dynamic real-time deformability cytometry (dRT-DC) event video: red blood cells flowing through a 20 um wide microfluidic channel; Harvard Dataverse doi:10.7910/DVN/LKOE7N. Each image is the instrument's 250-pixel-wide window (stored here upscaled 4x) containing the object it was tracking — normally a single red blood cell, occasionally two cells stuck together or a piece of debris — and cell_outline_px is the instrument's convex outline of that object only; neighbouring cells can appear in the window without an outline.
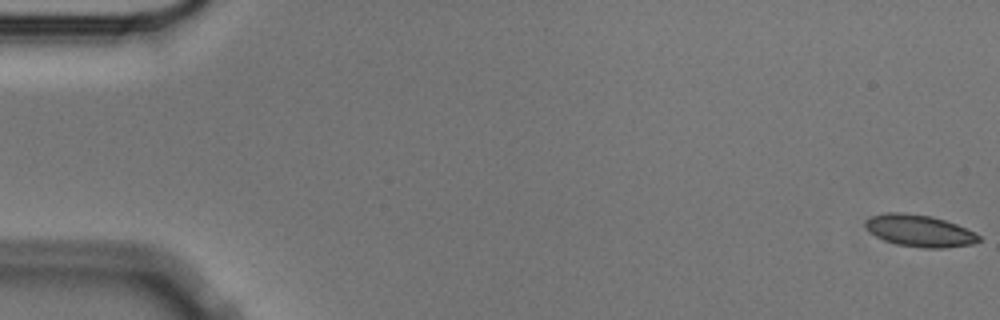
{"species": "Egyptian fruit bat (a non-hibernating species)", "species_latin": "Rousettus aegyptiacus", "temperature_condition": "cold", "stored_images_in_passage": 57, "camera_frame_rate_fps": 3000, "um_per_image_px": 0.085, "animal": {"sex": "male"}, "frame": {"image": 1, "passage_image": 1, "time_ms": 0.0, "image_size_px": [1000, 320], "cell_outline_px": [[980, 240], [972, 244], [944, 248], [924, 248], [896, 244], [884, 240], [868, 232], [864, 224], [864, 220], [872, 216], [888, 212], [904, 212], [932, 216], [956, 224], [980, 236]], "centroid_in_image_um": [78.1, 19.61], "position_along_channel_um": 6.9, "area_um2": 21.04}}
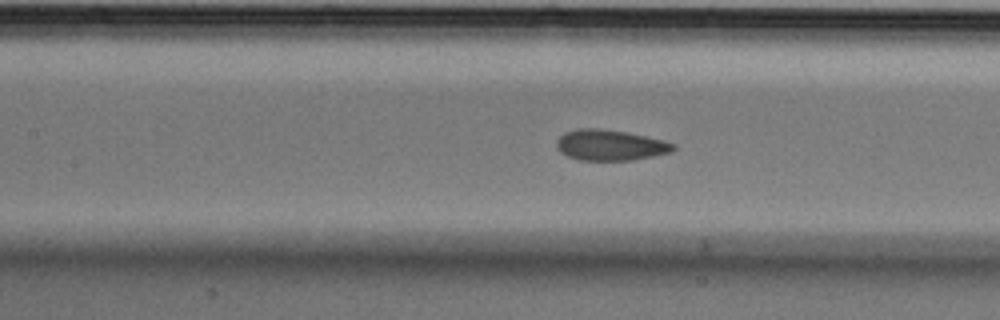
{"frame": {"image": 2, "passage_image": 26, "time_ms": 8.333, "image_size_px": [1000, 320], "cell_outline_px": [[676, 148], [672, 152], [632, 160], [580, 160], [568, 156], [560, 152], [556, 148], [556, 140], [564, 132], [580, 128], [596, 128], [628, 132], [664, 140], [676, 144]], "centroid_in_image_um": [51.87, 12.33], "position_along_channel_um": 155.5, "area_um2": 21.04}}
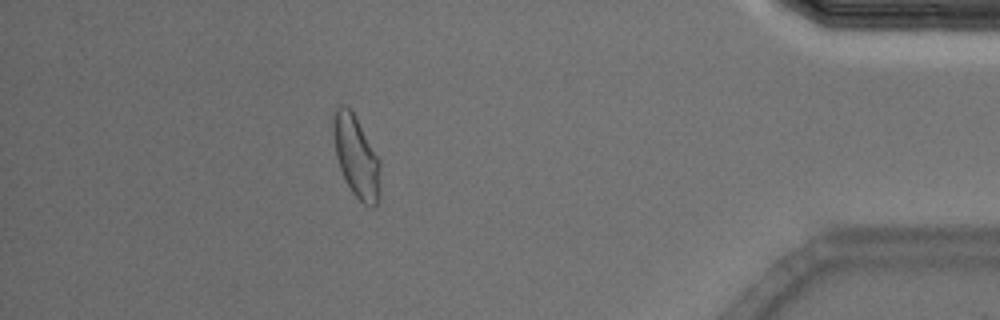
{"frame": {"image": 3, "passage_image": 51, "time_ms": 16.667, "image_size_px": [1000, 320], "cell_outline_px": [[380, 200], [372, 208], [364, 204], [352, 192], [340, 168], [336, 156], [332, 132], [332, 120], [336, 108], [340, 104], [344, 104], [352, 112], [380, 160]], "centroid_in_image_um": [30.28, 13.33], "position_along_channel_um": 404.9, "area_um2": 22.2}, "authors_computed_cell_mechanics": {"area_um2": 21.2126, "velocity_mm_per_s": 3.53, "shape_relaxation_time_tau1_ms": 6.4652, "shape_relaxation_time_tau2_ms": 0.9751, "deformation_change_tau1": 0.1343, "deformation_change_tau2": 0.0466}}